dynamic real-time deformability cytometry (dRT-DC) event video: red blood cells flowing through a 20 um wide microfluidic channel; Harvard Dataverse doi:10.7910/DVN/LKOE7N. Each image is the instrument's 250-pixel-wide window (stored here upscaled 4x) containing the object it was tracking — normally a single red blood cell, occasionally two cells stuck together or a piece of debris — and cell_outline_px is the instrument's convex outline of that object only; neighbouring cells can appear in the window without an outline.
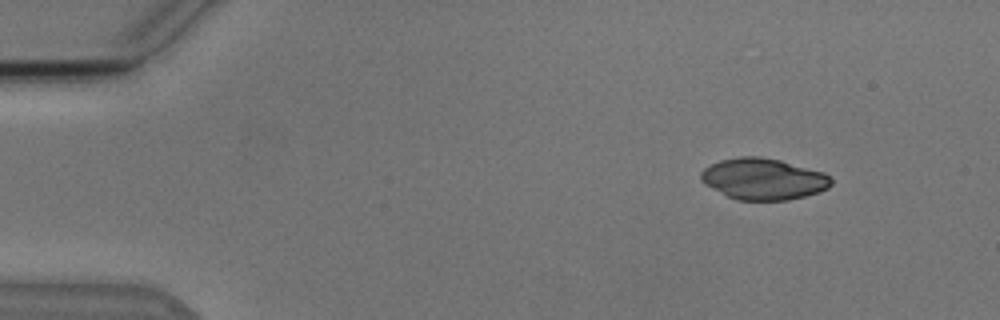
{"species": "Egyptian fruit bat (a non-hibernating species)", "species_latin": "Rousettus aegyptiacus", "temperature_condition": "cold", "stored_images_in_passage": 3, "camera_frame_rate_fps": 3000, "um_per_image_px": 0.085, "animal": {"sex": "male"}, "frame": {"image": 1, "passage_image": 1, "time_ms": 0.0, "image_size_px": [1000, 320], "cell_outline_px": [[832, 184], [828, 188], [804, 196], [788, 200], [740, 200], [728, 196], [704, 184], [700, 180], [700, 172], [704, 168], [720, 160], [740, 156], [760, 156], [780, 160], [824, 172], [832, 180]], "centroid_in_image_um": [64.87, 15.2], "position_along_channel_um": 20.1, "area_um2": 31.27}}